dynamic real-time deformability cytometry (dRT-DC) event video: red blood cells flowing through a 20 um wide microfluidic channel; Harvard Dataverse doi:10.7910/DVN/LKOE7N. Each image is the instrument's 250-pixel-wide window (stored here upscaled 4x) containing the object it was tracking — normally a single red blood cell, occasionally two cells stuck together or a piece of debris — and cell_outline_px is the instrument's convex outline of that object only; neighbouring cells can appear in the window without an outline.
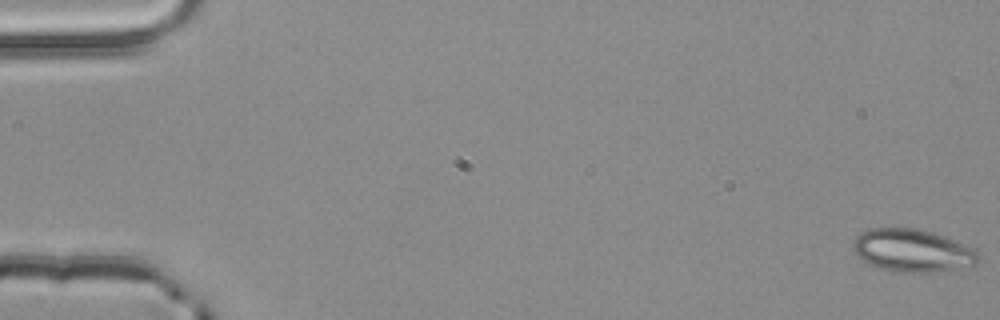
{"species": "common noctule bat (a hibernating species)", "species_latin": "Nyctalus noctula", "temperature_condition": "room temperature", "stored_images_in_passage": 4, "camera_frame_rate_fps": 3000, "um_per_image_px": 0.085, "animal": {"sex": "male", "body_mass_g": 20.4}, "frame": {"image": 1, "passage_image": 1, "time_ms": 0.0, "image_size_px": [1000, 320], "cell_outline_px": [[980, 260], [976, 264], [936, 272], [896, 272], [872, 264], [864, 260], [852, 248], [852, 240], [860, 232], [868, 228], [916, 228], [932, 232], [976, 248], [980, 252]], "centroid_in_image_um": [77.59, 21.28], "position_along_channel_um": 7.4, "area_um2": 31.15}}